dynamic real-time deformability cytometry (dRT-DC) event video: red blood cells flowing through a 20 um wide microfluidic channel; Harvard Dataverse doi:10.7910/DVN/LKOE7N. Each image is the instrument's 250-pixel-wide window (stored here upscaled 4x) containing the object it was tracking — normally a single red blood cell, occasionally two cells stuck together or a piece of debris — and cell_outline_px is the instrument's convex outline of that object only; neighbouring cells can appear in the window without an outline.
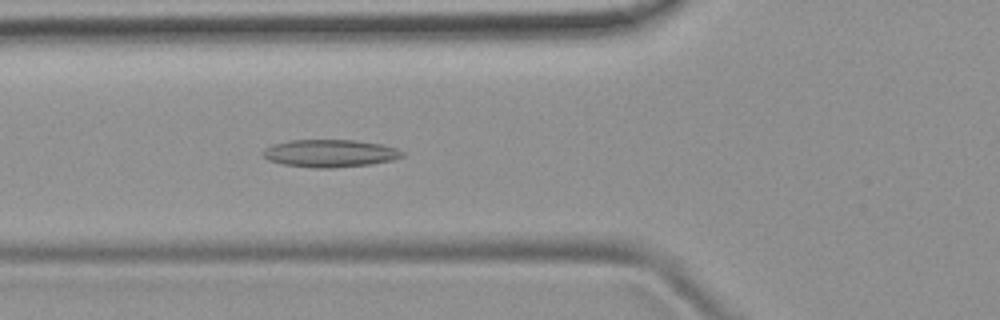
{"species": "common noctule bat (a hibernating species)", "species_latin": "Nyctalus noctula", "temperature_condition": "room temperature", "stored_images_in_passage": 38, "camera_frame_rate_fps": 3000, "um_per_image_px": 0.085, "animal": {"sex": "female", "body_mass_g": 19.9}, "frame": {"image": 1, "passage_image": 5, "time_ms": 1.333, "image_size_px": [1000, 320], "cell_outline_px": [[404, 156], [392, 160], [372, 164], [332, 168], [316, 168], [284, 164], [268, 160], [260, 152], [264, 148], [272, 144], [288, 140], [352, 140], [380, 144], [396, 148], [404, 152]], "centroid_in_image_um": [28.02, 13.03], "position_along_channel_um": 97.8, "area_um2": 22.43}}
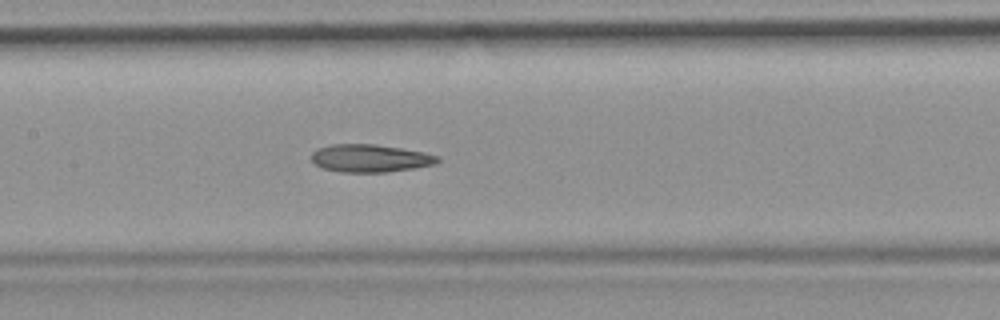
{"frame": {"image": 2, "passage_image": 11, "time_ms": 3.333, "image_size_px": [1000, 320], "cell_outline_px": [[440, 160], [432, 164], [416, 168], [388, 172], [340, 172], [324, 168], [316, 164], [312, 160], [312, 152], [316, 148], [332, 144], [376, 144], [424, 152], [440, 156]], "centroid_in_image_um": [31.46, 13.45], "position_along_channel_um": 175.9, "area_um2": 20.4}}
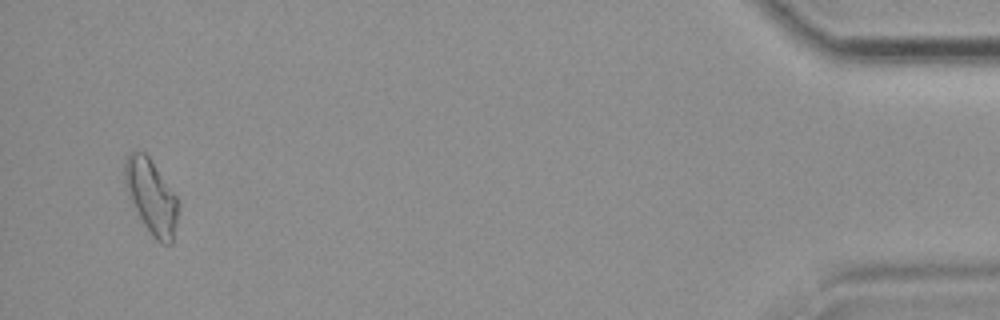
{"frame": {"image": 3, "passage_image": 36, "time_ms": 11.667, "image_size_px": [1000, 320], "cell_outline_px": [[180, 204], [172, 244], [164, 244], [156, 240], [152, 236], [144, 224], [128, 196], [124, 184], [124, 156], [128, 152], [144, 152], [148, 156], [176, 196]], "centroid_in_image_um": [12.84, 16.7], "position_along_channel_um": 422.4, "area_um2": 23.12}, "authors_computed_cell_mechanics": {"area_um2": 20.5479, "velocity_mm_per_s": 3.8963, "shape_relaxation_time_tau1_ms": null, "shape_relaxation_time_tau2_ms": 4.4201, "deformation_change_tau1": null, "deformation_change_tau2": 0.1402}}